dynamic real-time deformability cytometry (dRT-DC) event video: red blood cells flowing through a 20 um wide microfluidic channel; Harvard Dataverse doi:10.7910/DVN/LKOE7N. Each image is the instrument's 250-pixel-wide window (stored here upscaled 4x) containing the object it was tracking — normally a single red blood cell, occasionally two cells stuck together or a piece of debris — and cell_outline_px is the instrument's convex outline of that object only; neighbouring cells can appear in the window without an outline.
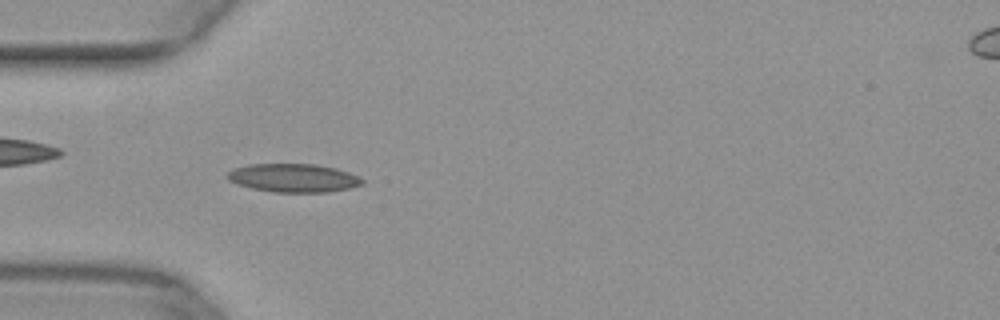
{"species": "common noctule bat (a hibernating species)", "species_latin": "Nyctalus noctula", "temperature_condition": "warm", "stored_images_in_passage": 37, "camera_frame_rate_fps": 3000, "um_per_image_px": 0.085, "animal": {"sex": "female", "body_mass_g": 29.2, "forearm_length_mm": 56.3}, "frame": {"image": 1, "passage_image": 5, "time_ms": 1.333, "image_size_px": [1000, 320], "cell_outline_px": [[364, 184], [348, 188], [328, 192], [272, 192], [252, 188], [236, 184], [228, 180], [228, 172], [232, 168], [248, 164], [312, 164], [336, 168], [360, 176], [364, 180]], "centroid_in_image_um": [24.94, 15.12], "position_along_channel_um": 60.1, "area_um2": 22.43}}
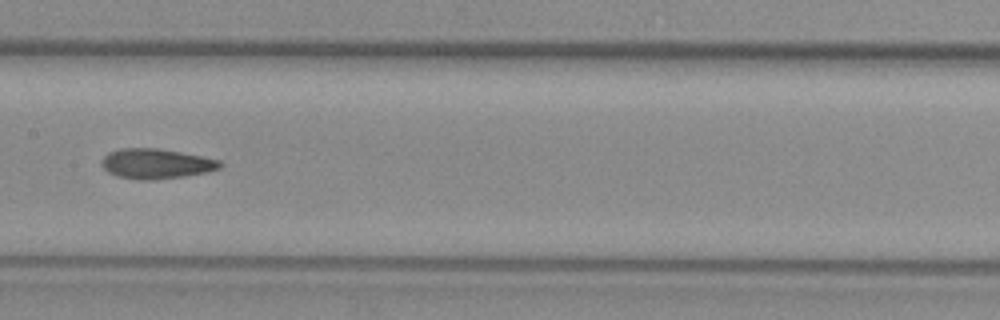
{"frame": {"image": 2, "passage_image": 15, "time_ms": 4.667, "image_size_px": [1000, 320], "cell_outline_px": [[224, 164], [220, 168], [204, 172], [184, 176], [156, 180], [140, 180], [116, 176], [108, 172], [100, 164], [100, 160], [108, 152], [120, 148], [156, 148], [180, 152], [220, 160]], "centroid_in_image_um": [13.23, 13.92], "position_along_channel_um": 194.2, "area_um2": 20.75}}
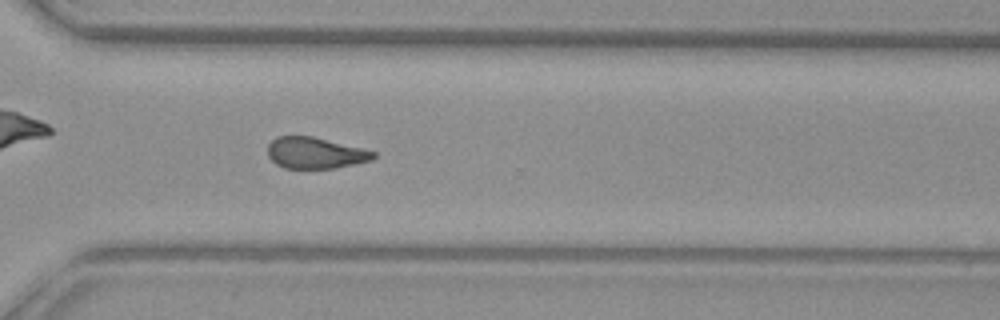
{"frame": {"image": 3, "passage_image": 26, "time_ms": 8.333, "image_size_px": [1000, 320], "cell_outline_px": [[376, 156], [372, 160], [336, 168], [284, 168], [276, 164], [268, 156], [268, 144], [276, 136], [312, 136], [376, 152]], "centroid_in_image_um": [26.77, 13.0], "position_along_channel_um": 343.8, "area_um2": 19.13}}